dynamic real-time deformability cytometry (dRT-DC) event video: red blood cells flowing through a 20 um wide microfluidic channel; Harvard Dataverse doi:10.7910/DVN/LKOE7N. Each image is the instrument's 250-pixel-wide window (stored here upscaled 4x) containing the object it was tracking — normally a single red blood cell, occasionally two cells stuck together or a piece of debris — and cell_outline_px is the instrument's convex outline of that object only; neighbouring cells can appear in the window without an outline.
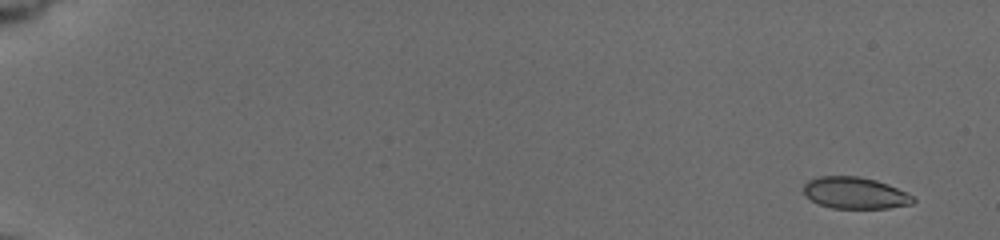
{"species": "common noctule bat (a hibernating species)", "species_latin": "Nyctalus noctula", "temperature_condition": "cold", "stored_images_in_passage": 7, "camera_frame_rate_fps": 3000, "um_per_image_px": 0.085, "animal": {"sex": "female", "body_mass_g": 19.5, "forearm_length_mm": 54.1}, "frame": {"image": 1, "passage_image": 1, "time_ms": 0.0, "image_size_px": [1000, 240], "cell_outline_px": [[916, 200], [912, 204], [888, 208], [832, 208], [820, 204], [804, 196], [804, 184], [808, 180], [820, 176], [856, 176], [876, 180], [888, 184], [908, 192]], "centroid_in_image_um": [72.69, 16.4], "position_along_channel_um": 12.3, "area_um2": 20.23}}
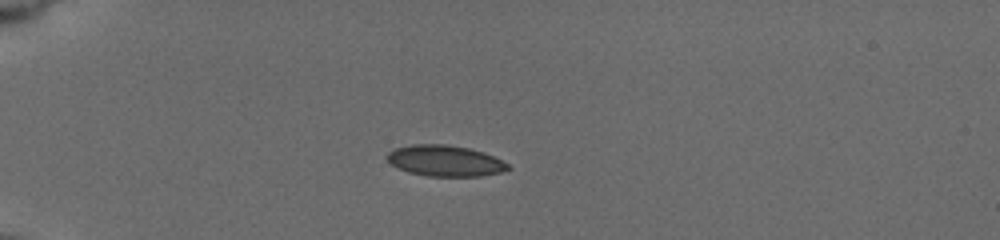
{"frame": {"image": 2, "passage_image": 5, "time_ms": 4.667, "image_size_px": [1000, 240], "cell_outline_px": [[512, 168], [500, 172], [480, 176], [428, 176], [408, 172], [396, 168], [384, 156], [388, 152], [396, 148], [412, 144], [444, 144], [468, 148], [484, 152], [508, 164]], "centroid_in_image_um": [37.79, 13.67], "position_along_channel_um": 47.2, "area_um2": 21.79}}
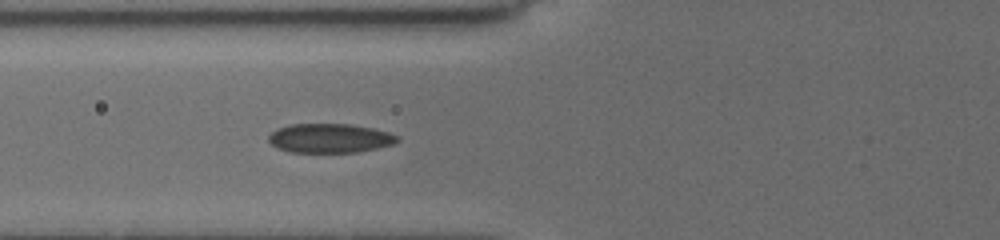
{"frame": {"image": 3, "passage_image": 7, "time_ms": 7.0, "image_size_px": [1000, 240], "cell_outline_px": [[400, 140], [396, 144], [380, 148], [360, 152], [288, 152], [276, 148], [268, 140], [268, 136], [276, 128], [292, 124], [348, 124], [372, 128], [388, 132], [396, 136]], "centroid_in_image_um": [28.04, 11.76], "position_along_channel_um": 97.8, "area_um2": 22.08}}